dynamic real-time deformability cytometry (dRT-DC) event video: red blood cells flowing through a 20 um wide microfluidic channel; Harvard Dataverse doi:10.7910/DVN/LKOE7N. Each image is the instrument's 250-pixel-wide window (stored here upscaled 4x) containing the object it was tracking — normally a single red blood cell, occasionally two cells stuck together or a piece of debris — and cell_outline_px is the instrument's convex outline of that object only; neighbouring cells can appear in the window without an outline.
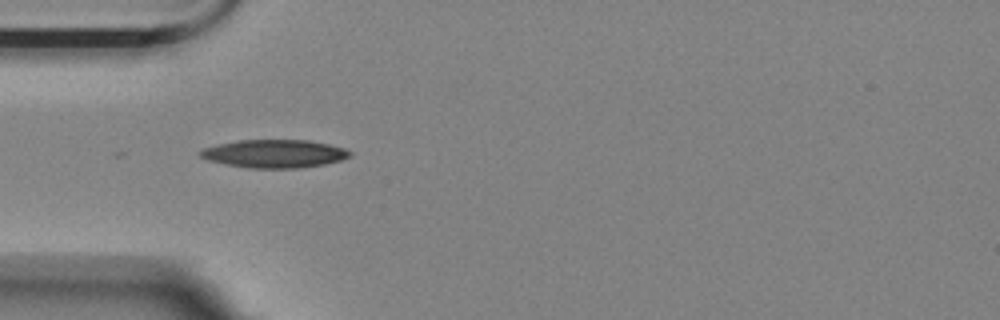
{"species": "Egyptian fruit bat (a non-hibernating species)", "species_latin": "Rousettus aegyptiacus", "temperature_condition": "room temperature", "stored_images_in_passage": 2, "camera_frame_rate_fps": 3000, "um_per_image_px": 0.085, "animal": {"sex": "female"}, "frame": {"image": 1, "passage_image": 1, "time_ms": 0.0, "image_size_px": [1000, 320], "cell_outline_px": [[352, 156], [340, 160], [324, 164], [300, 168], [248, 168], [224, 164], [208, 160], [200, 156], [196, 152], [204, 148], [220, 144], [240, 140], [308, 140], [328, 144], [344, 148], [352, 152]], "centroid_in_image_um": [23.32, 13.07], "position_along_channel_um": 61.7, "area_um2": 24.51}}
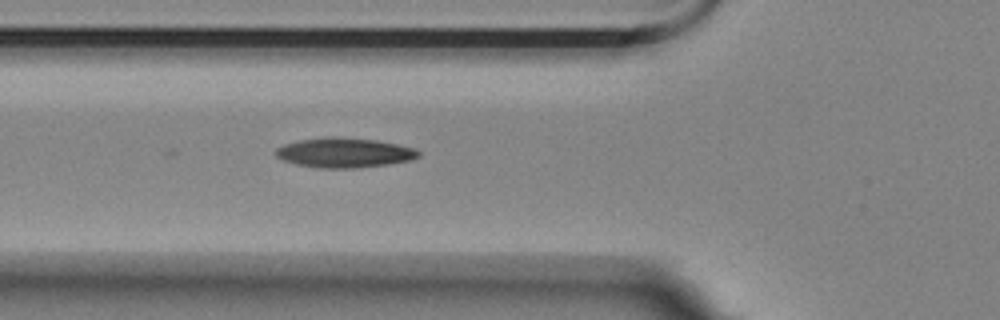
{"frame": {"image": 2, "passage_image": 2, "time_ms": 0.333, "image_size_px": [1000, 320], "cell_outline_px": [[420, 156], [412, 160], [388, 164], [356, 168], [316, 168], [296, 164], [284, 160], [276, 156], [272, 152], [276, 148], [284, 144], [300, 140], [376, 140], [396, 144], [412, 148], [420, 152]], "centroid_in_image_um": [29.27, 13.04], "position_along_channel_um": 96.5, "area_um2": 23.64}}